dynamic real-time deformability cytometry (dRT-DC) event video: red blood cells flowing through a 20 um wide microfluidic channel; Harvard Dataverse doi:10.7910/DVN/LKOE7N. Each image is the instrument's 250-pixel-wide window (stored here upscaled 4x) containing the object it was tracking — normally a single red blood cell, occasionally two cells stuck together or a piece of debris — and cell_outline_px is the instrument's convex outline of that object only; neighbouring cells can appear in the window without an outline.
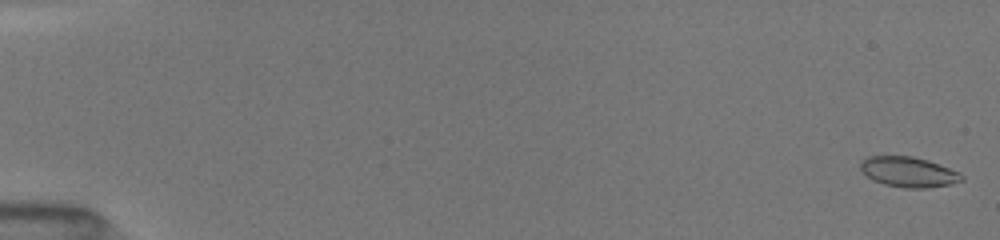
{"species": "common noctule bat (a hibernating species)", "species_latin": "Nyctalus noctula", "temperature_condition": "room temperature", "stored_images_in_passage": 44, "camera_frame_rate_fps": 3000, "um_per_image_px": 0.085, "animal": {"sex": "female", "body_mass_g": 19.5, "forearm_length_mm": 54.1}, "frame": {"image": 1, "passage_image": 1, "time_ms": 0.0, "image_size_px": [1000, 240], "cell_outline_px": [[964, 180], [948, 184], [928, 188], [904, 188], [884, 184], [872, 180], [860, 168], [860, 160], [868, 156], [912, 156], [928, 160], [960, 172], [964, 176]], "centroid_in_image_um": [77.22, 14.61], "position_along_channel_um": 7.8, "area_um2": 17.86}}
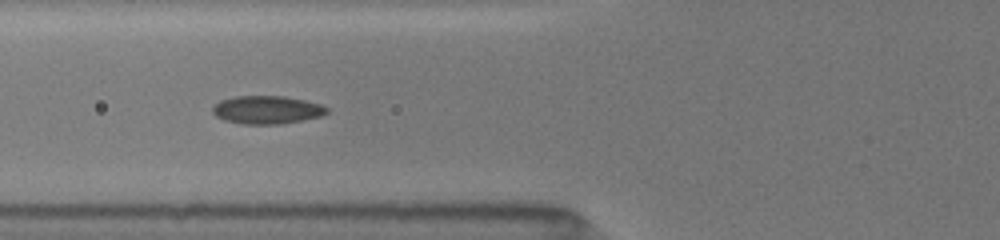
{"frame": {"image": 2, "passage_image": 18, "time_ms": 6.667, "image_size_px": [1000, 240], "cell_outline_px": [[328, 112], [320, 116], [280, 124], [244, 124], [224, 120], [216, 116], [212, 112], [212, 108], [220, 100], [236, 96], [284, 96], [304, 100], [320, 104], [328, 108]], "centroid_in_image_um": [22.67, 9.33], "position_along_channel_um": 103.1, "area_um2": 18.55}}
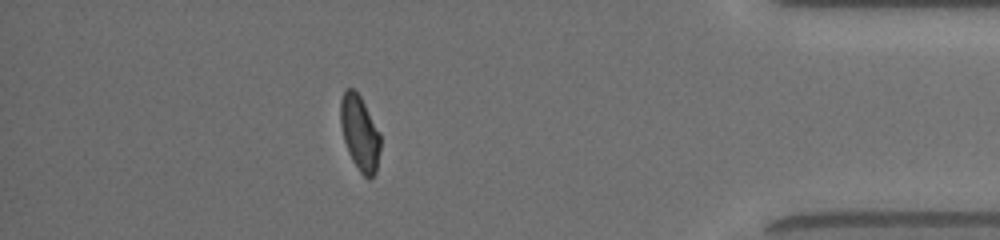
{"frame": {"image": 3, "passage_image": 39, "time_ms": 15.0, "image_size_px": [1000, 240], "cell_outline_px": [[380, 148], [376, 172], [368, 180], [360, 172], [352, 160], [348, 152], [344, 140], [340, 124], [340, 100], [344, 88], [352, 88], [360, 96], [380, 132]], "centroid_in_image_um": [30.57, 11.29], "position_along_channel_um": 404.6, "area_um2": 17.51}, "authors_computed_cell_mechanics": {"area_um2": 17.9469, "velocity_mm_per_s": 4.0443, "shape_relaxation_time_tau1_ms": 5.1359, "shape_relaxation_time_tau2_ms": 0.8873, "deformation_change_tau1": 0.127, "deformation_change_tau2": 0.0494}}